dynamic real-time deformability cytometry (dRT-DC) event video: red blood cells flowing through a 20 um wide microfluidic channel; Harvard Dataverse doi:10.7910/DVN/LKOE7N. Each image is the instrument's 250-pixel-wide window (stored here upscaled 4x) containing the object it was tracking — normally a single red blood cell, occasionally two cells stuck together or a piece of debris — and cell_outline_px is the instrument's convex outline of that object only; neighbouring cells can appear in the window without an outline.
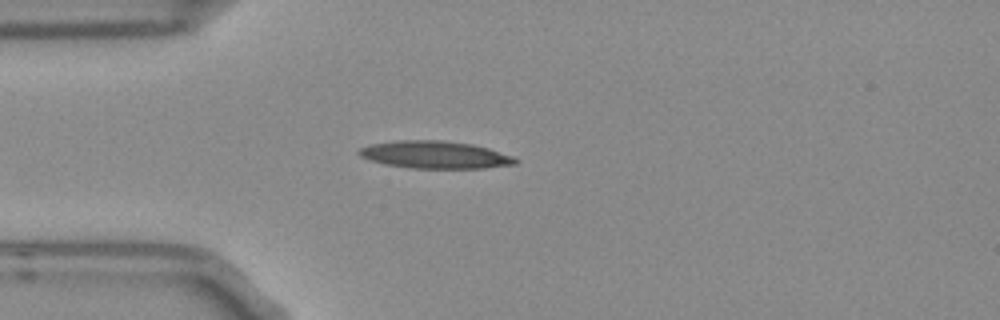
{"species": "Egyptian fruit bat (a non-hibernating species)", "species_latin": "Rousettus aegyptiacus", "temperature_condition": "room temperature", "stored_images_in_passage": 40, "camera_frame_rate_fps": 3000, "um_per_image_px": 0.085, "frame": {"image": 1, "passage_image": 1, "time_ms": 0.0, "image_size_px": [1000, 320], "cell_outline_px": [[520, 160], [516, 164], [484, 168], [412, 168], [384, 164], [360, 156], [356, 152], [360, 148], [372, 144], [400, 140], [440, 140], [472, 144], [488, 148], [512, 156]], "centroid_in_image_um": [36.99, 13.16], "position_along_channel_um": 48.0, "area_um2": 24.85}}
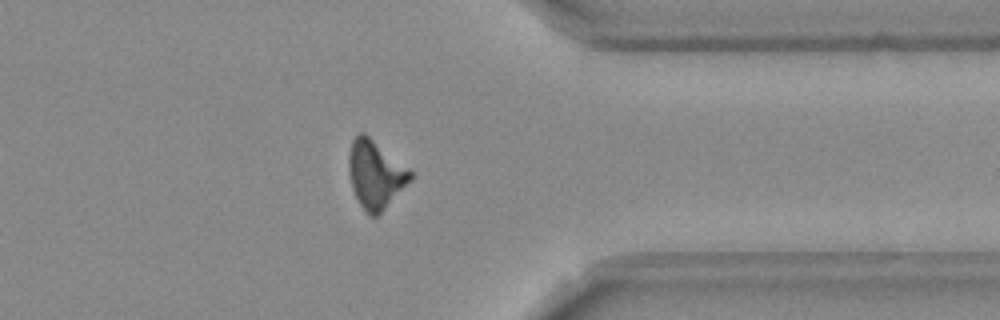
{"frame": {"image": 2, "passage_image": 29, "time_ms": 9.333, "image_size_px": [1000, 320], "cell_outline_px": [[412, 180], [376, 216], [368, 216], [360, 204], [352, 188], [348, 172], [348, 156], [352, 140], [360, 132], [364, 132], [412, 172]], "centroid_in_image_um": [31.88, 14.82], "position_along_channel_um": 379.5, "area_um2": 23.99}}
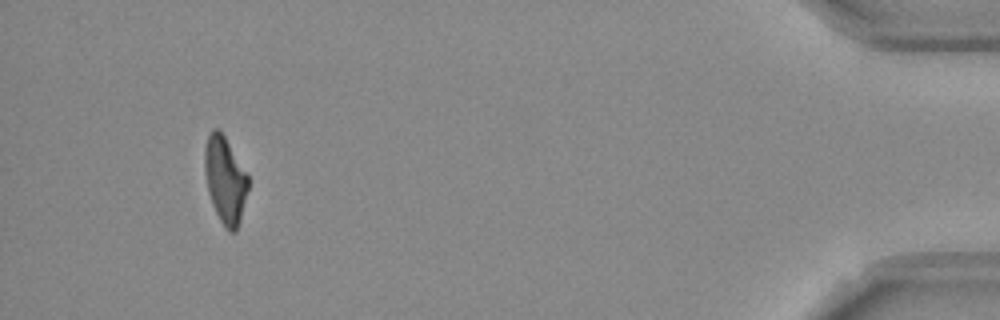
{"frame": {"image": 3, "passage_image": 37, "time_ms": 12.0, "image_size_px": [1000, 320], "cell_outline_px": [[248, 188], [240, 220], [236, 232], [228, 232], [224, 228], [212, 204], [208, 192], [204, 172], [204, 148], [208, 136], [212, 128], [220, 128], [248, 176]], "centroid_in_image_um": [19.11, 15.29], "position_along_channel_um": 416.1, "area_um2": 22.02}}